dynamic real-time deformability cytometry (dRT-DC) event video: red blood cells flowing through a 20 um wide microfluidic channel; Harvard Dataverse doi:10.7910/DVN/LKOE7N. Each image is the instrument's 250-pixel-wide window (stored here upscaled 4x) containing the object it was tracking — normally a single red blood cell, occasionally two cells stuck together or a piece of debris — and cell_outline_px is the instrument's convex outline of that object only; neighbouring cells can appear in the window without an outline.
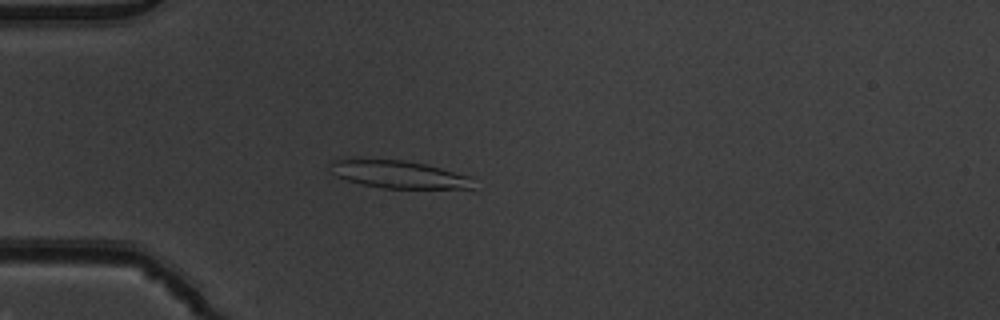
{"species": "common noctule bat (a hibernating species)", "species_latin": "Nyctalus noctula", "temperature_condition": "warm", "stored_images_in_passage": 53, "camera_frame_rate_fps": 3000, "um_per_image_px": 0.085, "animal": {"sex": "male", "body_mass_g": 19.5, "forearm_length_mm": 54.6}, "frame": {"image": 1, "passage_image": 16, "time_ms": 5.0, "image_size_px": [1000, 320], "cell_outline_px": [[476, 192], [384, 188], [360, 184], [336, 176], [332, 172], [328, 164], [332, 160], [404, 160], [424, 164], [472, 176], [476, 188]], "centroid_in_image_um": [34.15, 14.91], "position_along_channel_um": 50.9, "area_um2": 24.1}}
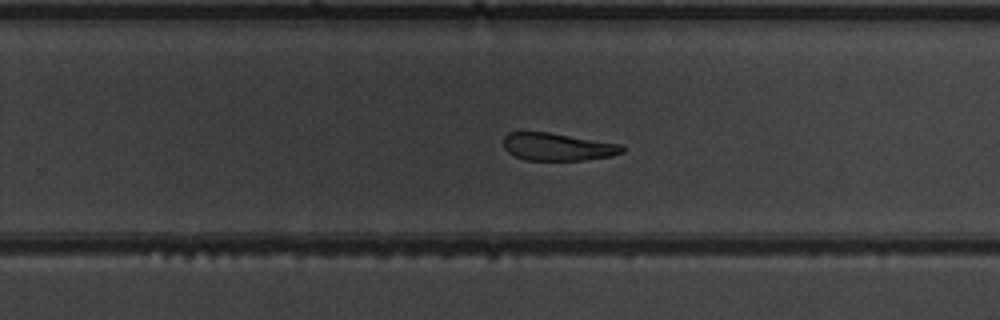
{"frame": {"image": 2, "passage_image": 35, "time_ms": 11.333, "image_size_px": [1000, 320], "cell_outline_px": [[624, 152], [612, 156], [584, 160], [524, 160], [512, 156], [504, 148], [504, 136], [508, 132], [548, 132], [624, 144]], "centroid_in_image_um": [47.41, 12.48], "position_along_channel_um": 282.4, "area_um2": 19.36}}
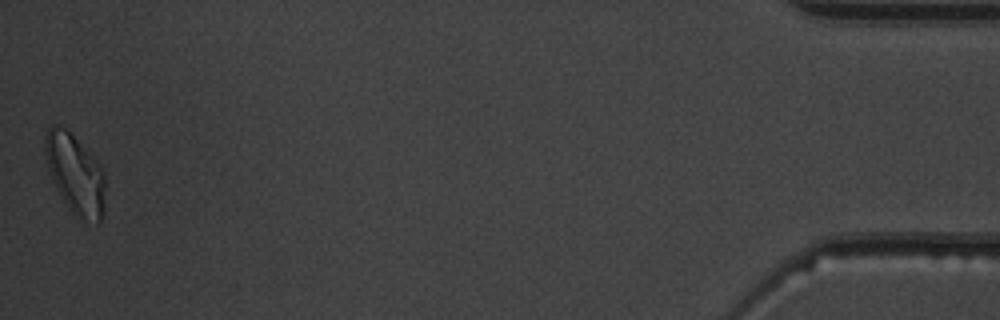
{"frame": {"image": 3, "passage_image": 53, "time_ms": 17.333, "image_size_px": [1000, 320], "cell_outline_px": [[104, 212], [100, 224], [96, 224], [72, 212], [68, 208], [56, 188], [52, 180], [48, 168], [44, 152], [44, 136], [48, 128], [52, 124], [60, 124], [68, 128], [100, 164], [104, 172]], "centroid_in_image_um": [6.38, 14.73], "position_along_channel_um": 428.8, "area_um2": 28.26}, "authors_computed_cell_mechanics": {"area_um2": 22.831, "velocity_mm_per_s": 3.8836, "shape_relaxation_time_tau1_ms": 10.6973, "shape_relaxation_time_tau2_ms": null, "deformation_change_tau1": 0.2442, "deformation_change_tau2": null}}